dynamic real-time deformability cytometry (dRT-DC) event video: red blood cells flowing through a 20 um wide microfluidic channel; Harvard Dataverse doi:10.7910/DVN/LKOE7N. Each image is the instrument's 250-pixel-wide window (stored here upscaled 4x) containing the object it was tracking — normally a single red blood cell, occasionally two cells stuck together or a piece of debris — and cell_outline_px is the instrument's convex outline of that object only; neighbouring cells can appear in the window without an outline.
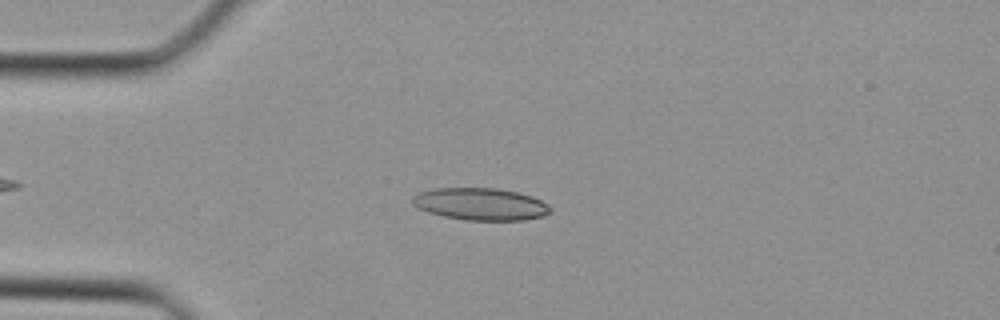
{"species": "Egyptian fruit bat (a non-hibernating species)", "species_latin": "Rousettus aegyptiacus", "temperature_condition": "cold", "stored_images_in_passage": 31, "camera_frame_rate_fps": 3000, "um_per_image_px": 0.085, "animal": {"sex": "female"}, "frame": {"image": 1, "passage_image": 7, "time_ms": 2.0, "image_size_px": [1000, 320], "cell_outline_px": [[552, 212], [544, 216], [524, 220], [464, 220], [444, 216], [428, 212], [416, 208], [412, 204], [412, 196], [420, 192], [432, 188], [496, 188], [516, 192], [532, 196], [548, 204], [552, 208]], "centroid_in_image_um": [40.84, 17.35], "position_along_channel_um": 44.2, "area_um2": 26.07}}
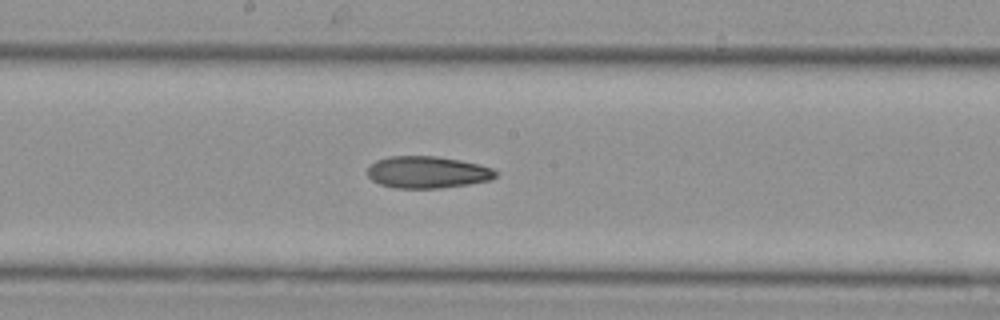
{"frame": {"image": 2, "passage_image": 17, "time_ms": 5.333, "image_size_px": [1000, 320], "cell_outline_px": [[496, 176], [492, 180], [468, 184], [440, 188], [396, 188], [380, 184], [372, 180], [368, 176], [368, 164], [376, 160], [388, 156], [436, 156], [460, 160], [480, 164], [492, 168], [496, 172]], "centroid_in_image_um": [36.31, 14.63], "position_along_channel_um": 211.9, "area_um2": 23.99}}
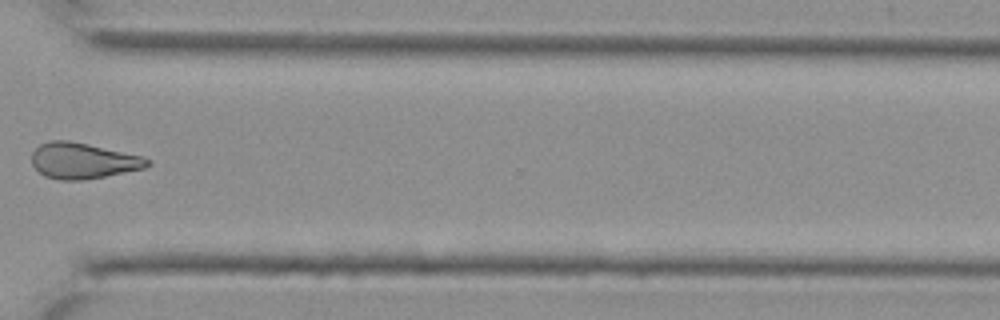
{"frame": {"image": 3, "passage_image": 25, "time_ms": 8.0, "image_size_px": [1000, 320], "cell_outline_px": [[152, 164], [144, 168], [84, 180], [60, 180], [44, 176], [32, 164], [32, 152], [40, 144], [48, 140], [68, 140], [88, 144], [140, 156], [152, 160]], "centroid_in_image_um": [7.03, 13.66], "position_along_channel_um": 363.6, "area_um2": 23.99}}